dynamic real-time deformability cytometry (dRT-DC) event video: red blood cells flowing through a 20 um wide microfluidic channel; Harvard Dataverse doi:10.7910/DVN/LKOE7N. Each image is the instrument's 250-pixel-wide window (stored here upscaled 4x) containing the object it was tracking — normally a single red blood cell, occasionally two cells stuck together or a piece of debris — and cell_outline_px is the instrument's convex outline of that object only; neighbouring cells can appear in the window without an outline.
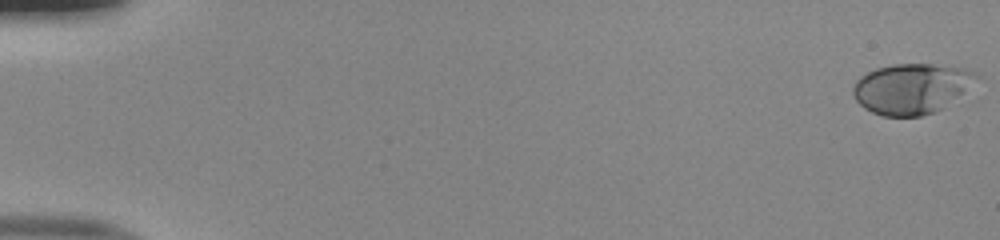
{"species": "human", "species_latin": "Homo sapiens", "temperature_condition": "room temperature", "stored_images_in_passage": 52, "camera_frame_rate_fps": 3000, "um_per_image_px": 0.085, "donor": {"sex": "male"}, "frame": {"image": 1, "passage_image": 1, "time_ms": 0.0, "image_size_px": [1000, 240], "cell_outline_px": [[980, 76], [944, 108], [920, 116], [884, 116], [872, 112], [864, 108], [856, 100], [852, 92], [852, 88], [856, 80], [860, 76], [876, 68], [892, 64], [932, 64], [964, 68], [976, 72]], "centroid_in_image_um": [77.44, 7.52], "position_along_channel_um": 7.6, "area_um2": 35.95}}
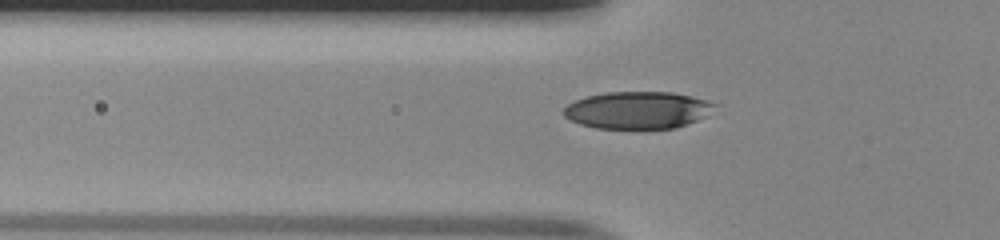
{"frame": {"image": 2, "passage_image": 19, "time_ms": 6.0, "image_size_px": [1000, 240], "cell_outline_px": [[720, 104], [708, 116], [688, 124], [676, 128], [596, 128], [580, 124], [568, 120], [564, 116], [564, 108], [568, 104], [576, 100], [588, 96], [608, 92], [672, 92], [692, 96], [708, 100]], "centroid_in_image_um": [54.27, 9.36], "position_along_channel_um": 71.5, "area_um2": 33.0}}
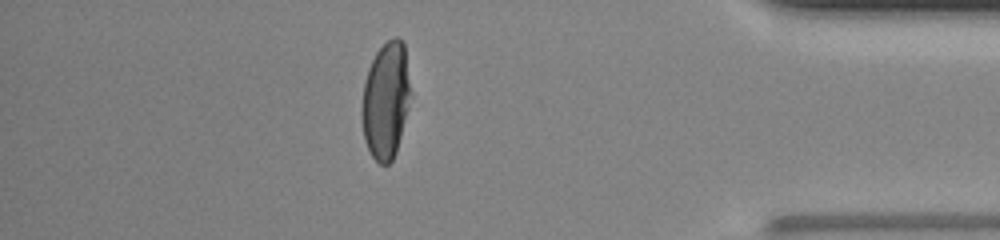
{"frame": {"image": 3, "passage_image": 46, "time_ms": 15.0, "image_size_px": [1000, 240], "cell_outline_px": [[412, 96], [396, 152], [392, 160], [388, 164], [380, 164], [372, 156], [364, 140], [360, 116], [360, 112], [364, 80], [368, 68], [376, 52], [392, 36], [400, 36], [404, 44], [412, 92]], "centroid_in_image_um": [32.8, 8.51], "position_along_channel_um": 402.4, "area_um2": 33.87}, "authors_computed_cell_mechanics": {"area_um2": 34.5355, "velocity_mm_per_s": 4.0323, "shape_relaxation_time_tau1_ms": 5.5042, "shape_relaxation_time_tau2_ms": null, "deformation_change_tau1": 0.2185, "deformation_change_tau2": null}}